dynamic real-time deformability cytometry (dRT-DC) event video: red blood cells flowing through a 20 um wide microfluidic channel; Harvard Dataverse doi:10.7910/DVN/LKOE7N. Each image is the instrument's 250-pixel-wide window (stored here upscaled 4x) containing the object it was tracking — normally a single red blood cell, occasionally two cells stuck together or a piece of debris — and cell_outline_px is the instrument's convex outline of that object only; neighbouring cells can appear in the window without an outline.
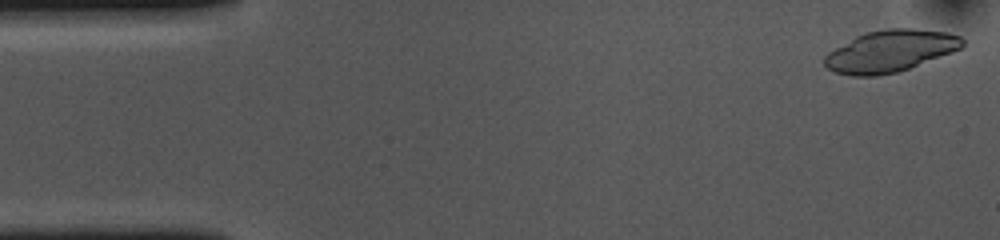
{"species": "common noctule bat (a hibernating species)", "species_latin": "Nyctalus noctula", "temperature_condition": "cold", "stored_images_in_passage": 29, "camera_frame_rate_fps": 3000, "um_per_image_px": 0.085, "animal": {"sex": "female", "body_mass_g": 10.0, "forearm_length_mm": 53.1}, "frame": {"image": 1, "passage_image": 1, "time_ms": 0.0, "image_size_px": [1000, 240], "cell_outline_px": [[964, 44], [960, 48], [952, 52], [908, 68], [896, 72], [876, 76], [852, 76], [836, 72], [828, 68], [824, 64], [824, 56], [828, 52], [856, 36], [868, 32], [888, 28], [912, 28], [948, 32], [960, 36], [964, 40]], "centroid_in_image_um": [75.67, 4.33], "position_along_channel_um": 9.3, "area_um2": 33.29}}
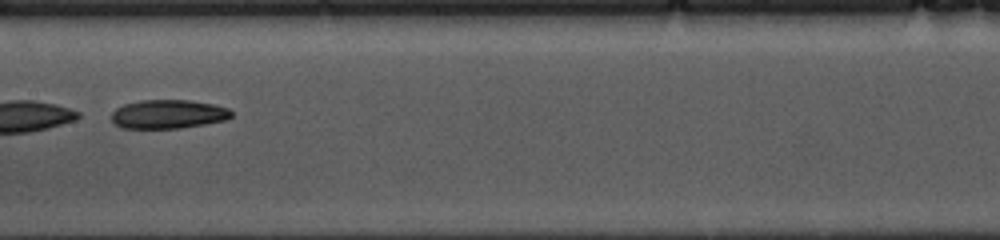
{"frame": {"image": 2, "passage_image": 25, "time_ms": 8.0, "image_size_px": [1000, 240], "cell_outline_px": [[232, 116], [228, 120], [180, 128], [120, 128], [112, 124], [112, 112], [116, 108], [124, 104], [144, 100], [188, 100], [212, 104], [228, 108], [232, 112]], "centroid_in_image_um": [14.28, 9.71], "position_along_channel_um": 193.1, "area_um2": 20.23}}